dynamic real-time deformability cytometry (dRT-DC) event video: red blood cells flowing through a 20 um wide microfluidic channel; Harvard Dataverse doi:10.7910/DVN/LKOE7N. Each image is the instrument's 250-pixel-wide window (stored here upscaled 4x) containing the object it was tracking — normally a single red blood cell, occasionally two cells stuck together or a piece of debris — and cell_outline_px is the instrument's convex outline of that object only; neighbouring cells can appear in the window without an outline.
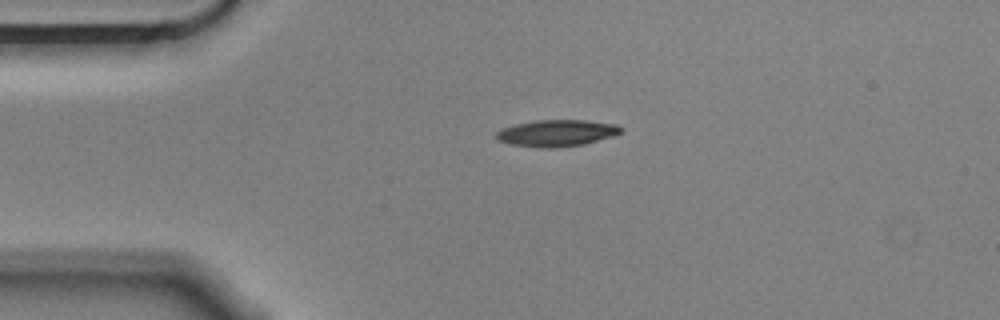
{"species": "Egyptian fruit bat (a non-hibernating species)", "species_latin": "Rousettus aegyptiacus", "temperature_condition": "cold", "stored_images_in_passage": 2, "camera_frame_rate_fps": 3000, "um_per_image_px": 0.085, "animal": {"sex": "male"}, "frame": {"image": 1, "passage_image": 1, "time_ms": 0.0, "image_size_px": [1000, 320], "cell_outline_px": [[624, 128], [620, 132], [612, 136], [584, 144], [552, 148], [540, 148], [512, 144], [496, 140], [496, 132], [500, 128], [516, 124], [536, 120], [584, 120], [616, 124]], "centroid_in_image_um": [47.29, 11.31], "position_along_channel_um": 37.7, "area_um2": 19.31}}